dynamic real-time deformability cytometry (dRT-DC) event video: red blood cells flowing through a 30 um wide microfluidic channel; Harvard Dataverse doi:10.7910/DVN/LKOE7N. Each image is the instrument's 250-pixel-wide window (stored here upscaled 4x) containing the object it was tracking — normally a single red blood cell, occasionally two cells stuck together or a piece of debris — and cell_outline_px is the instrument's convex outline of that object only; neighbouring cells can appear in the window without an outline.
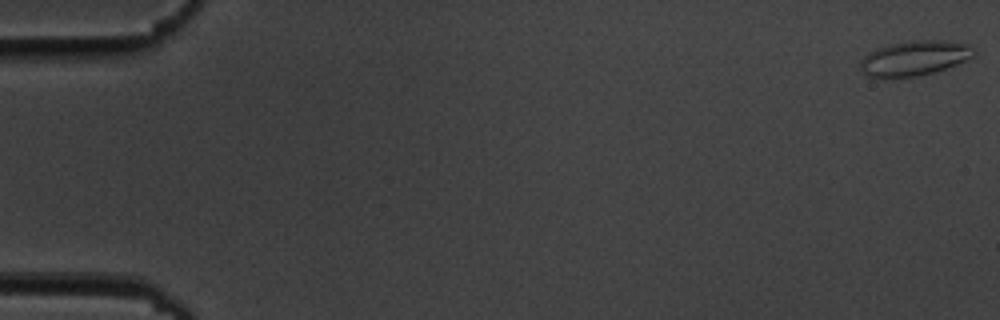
{"species": "common noctule bat (a hibernating species)", "species_latin": "Nyctalus noctula", "temperature_condition": "cold", "stored_images_in_passage": 56, "camera_frame_rate_fps": 3000, "um_per_image_px": 0.085, "animal": {"sex": "male", "body_mass_g": 19.5, "forearm_length_mm": 54.6}, "frame": {"image": 1, "passage_image": 1, "time_ms": 0.0, "image_size_px": [1000, 320], "cell_outline_px": [[976, 52], [972, 56], [956, 64], [932, 72], [916, 76], [884, 80], [868, 76], [860, 68], [860, 60], [868, 52], [876, 48], [892, 44], [916, 40], [948, 40], [968, 44]], "centroid_in_image_um": [77.66, 4.96], "position_along_channel_um": 7.3, "area_um2": 23.24}}
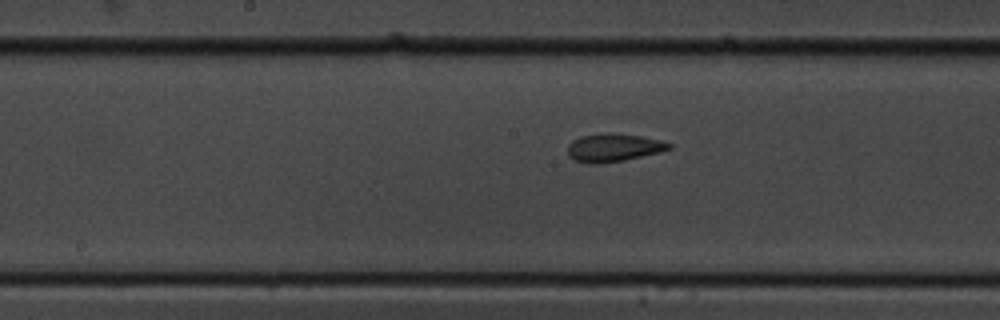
{"frame": {"image": 2, "passage_image": 29, "time_ms": 9.333, "image_size_px": [1000, 320], "cell_outline_px": [[672, 148], [660, 152], [624, 160], [596, 164], [588, 164], [576, 160], [568, 156], [568, 144], [572, 140], [580, 136], [600, 132], [612, 132], [640, 136], [660, 140], [672, 144]], "centroid_in_image_um": [52.12, 12.53], "position_along_channel_um": 196.1, "area_um2": 16.76}}
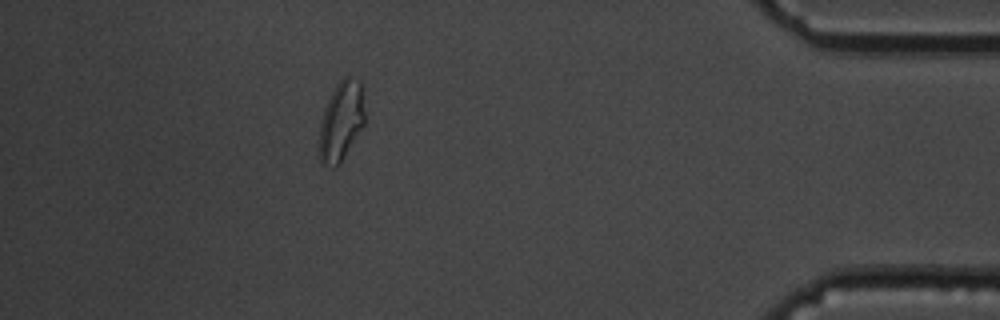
{"frame": {"image": 3, "passage_image": 50, "time_ms": 16.333, "image_size_px": [1000, 320], "cell_outline_px": [[364, 124], [340, 164], [336, 168], [332, 168], [324, 164], [320, 160], [320, 124], [324, 108], [336, 84], [344, 76], [348, 76], [360, 80], [364, 112]], "centroid_in_image_um": [29.0, 10.3], "position_along_channel_um": 406.2, "area_um2": 20.87}, "authors_computed_cell_mechanics": {"area_um2": 17.3689, "velocity_mm_per_s": 3.6439, "shape_relaxation_time_tau1_ms": 9.6875, "shape_relaxation_time_tau2_ms": 1.9869, "deformation_change_tau1": 0.1962, "deformation_change_tau2": 0.0693}}